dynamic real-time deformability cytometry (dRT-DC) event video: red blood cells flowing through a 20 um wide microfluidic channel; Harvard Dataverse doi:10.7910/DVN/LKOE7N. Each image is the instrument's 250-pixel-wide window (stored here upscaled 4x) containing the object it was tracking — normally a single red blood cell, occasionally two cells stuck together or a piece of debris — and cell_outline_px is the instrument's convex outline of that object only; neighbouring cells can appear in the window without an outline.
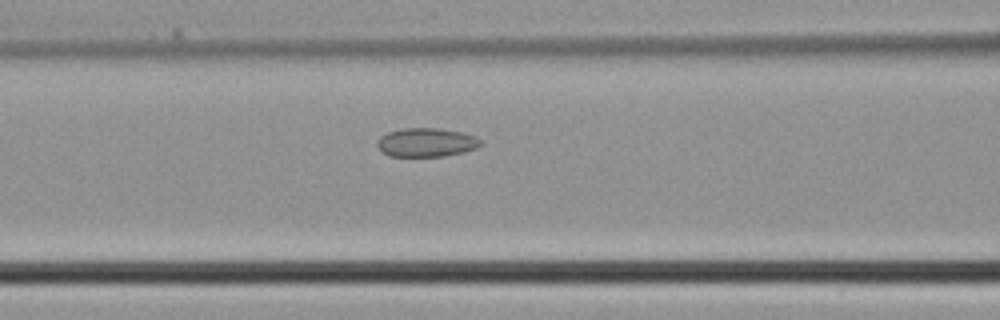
{"species": "common noctule bat (a hibernating species)", "species_latin": "Nyctalus noctula", "temperature_condition": "cold", "stored_images_in_passage": 4, "camera_frame_rate_fps": 3000, "um_per_image_px": 0.085, "animal": {"sex": "male", "body_mass_g": 21.5, "forearm_length_mm": 52.0}, "frame": {"image": 1, "passage_image": 4, "time_ms": 1.0, "image_size_px": [1000, 320], "cell_outline_px": [[484, 144], [476, 148], [464, 152], [444, 156], [388, 156], [376, 144], [376, 140], [380, 136], [388, 132], [400, 128], [436, 128], [464, 132], [476, 136]], "centroid_in_image_um": [36.26, 12.09], "position_along_channel_um": 130.3, "area_um2": 17.51}}